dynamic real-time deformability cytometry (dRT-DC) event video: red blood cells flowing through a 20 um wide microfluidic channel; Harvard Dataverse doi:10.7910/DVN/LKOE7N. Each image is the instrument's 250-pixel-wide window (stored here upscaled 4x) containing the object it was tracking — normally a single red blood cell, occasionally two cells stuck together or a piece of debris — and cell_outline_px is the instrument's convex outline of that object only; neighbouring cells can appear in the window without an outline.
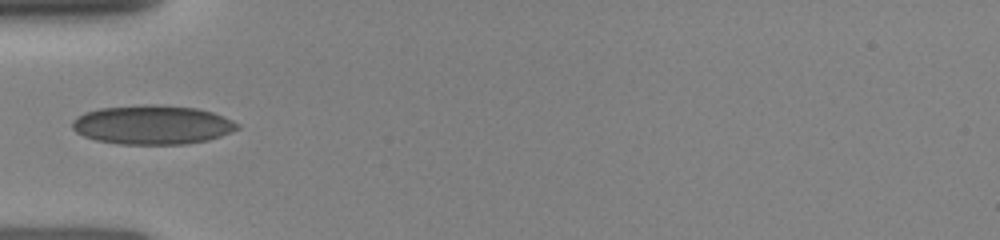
{"species": "human", "species_latin": "Homo sapiens", "temperature_condition": "room temperature", "stored_images_in_passage": 40, "camera_frame_rate_fps": 3000, "um_per_image_px": 0.085, "donor": {"sex": "female"}, "frame": {"image": 1, "passage_image": 1, "time_ms": 0.0, "image_size_px": [1000, 240], "cell_outline_px": [[240, 128], [232, 132], [208, 140], [184, 144], [120, 144], [96, 140], [84, 136], [76, 132], [72, 128], [72, 120], [76, 116], [84, 112], [100, 108], [144, 104], [156, 104], [196, 108], [212, 112], [224, 116], [240, 124]], "centroid_in_image_um": [12.95, 10.6], "position_along_channel_um": 72.1, "area_um2": 37.86}}
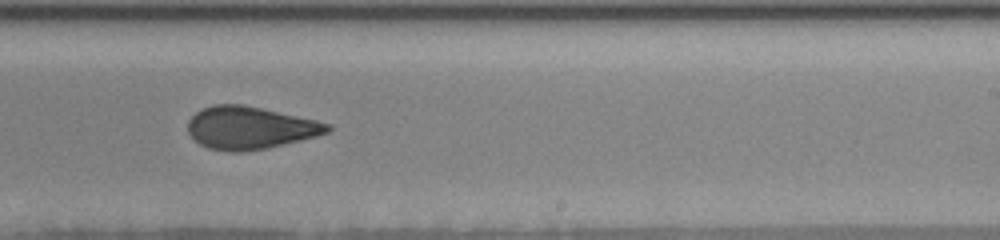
{"frame": {"image": 2, "passage_image": 20, "time_ms": 4.667, "image_size_px": [1000, 240], "cell_outline_px": [[332, 128], [328, 132], [316, 136], [268, 148], [244, 152], [228, 152], [208, 148], [200, 144], [188, 132], [188, 120], [200, 108], [212, 104], [240, 104], [260, 108], [316, 120], [332, 124]], "centroid_in_image_um": [21.23, 10.87], "position_along_channel_um": 267.8, "area_um2": 34.62}}
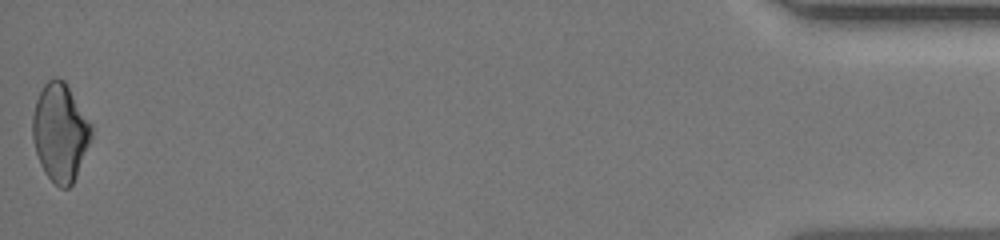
{"frame": {"image": 3, "passage_image": 40, "time_ms": 10.667, "image_size_px": [1000, 240], "cell_outline_px": [[92, 136], [76, 176], [72, 184], [68, 188], [60, 188], [44, 172], [40, 164], [32, 140], [32, 116], [36, 100], [44, 84], [48, 80], [56, 76], [64, 80], [92, 124]], "centroid_in_image_um": [5.1, 11.23], "position_along_channel_um": 430.1, "area_um2": 33.47}}